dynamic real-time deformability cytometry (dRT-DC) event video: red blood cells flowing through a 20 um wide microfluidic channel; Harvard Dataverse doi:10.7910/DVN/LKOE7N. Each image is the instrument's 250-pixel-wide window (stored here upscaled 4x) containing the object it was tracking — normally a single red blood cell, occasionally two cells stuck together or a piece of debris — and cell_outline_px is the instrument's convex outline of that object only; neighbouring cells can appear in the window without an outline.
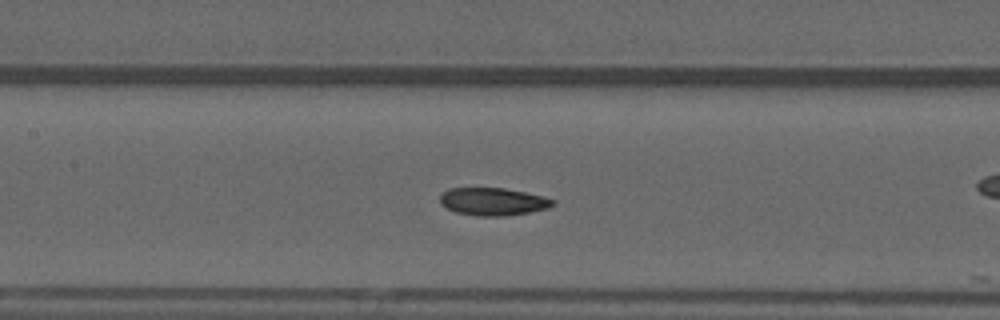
{"species": "common noctule bat (a hibernating species)", "species_latin": "Nyctalus noctula", "temperature_condition": "warm", "stored_images_in_passage": 53, "camera_frame_rate_fps": 3000, "um_per_image_px": 0.085, "animal": {"sex": "male", "forearm_length_mm": 52.5}, "frame": {"image": 1, "passage_image": 24, "time_ms": 7.667, "image_size_px": [1000, 320], "cell_outline_px": [[556, 204], [548, 208], [508, 216], [476, 216], [456, 212], [440, 204], [440, 196], [448, 188], [504, 188], [544, 196], [556, 200]], "centroid_in_image_um": [41.93, 17.14], "position_along_channel_um": 165.5, "area_um2": 18.26}, "authors_computed_cell_mechanics": {"area_um2": 18.3804, "velocity_mm_per_s": 3.9486, "shape_relaxation_time_tau1_ms": null, "shape_relaxation_time_tau2_ms": 1.7279, "deformation_change_tau1": null, "deformation_change_tau2": 0.0788}}